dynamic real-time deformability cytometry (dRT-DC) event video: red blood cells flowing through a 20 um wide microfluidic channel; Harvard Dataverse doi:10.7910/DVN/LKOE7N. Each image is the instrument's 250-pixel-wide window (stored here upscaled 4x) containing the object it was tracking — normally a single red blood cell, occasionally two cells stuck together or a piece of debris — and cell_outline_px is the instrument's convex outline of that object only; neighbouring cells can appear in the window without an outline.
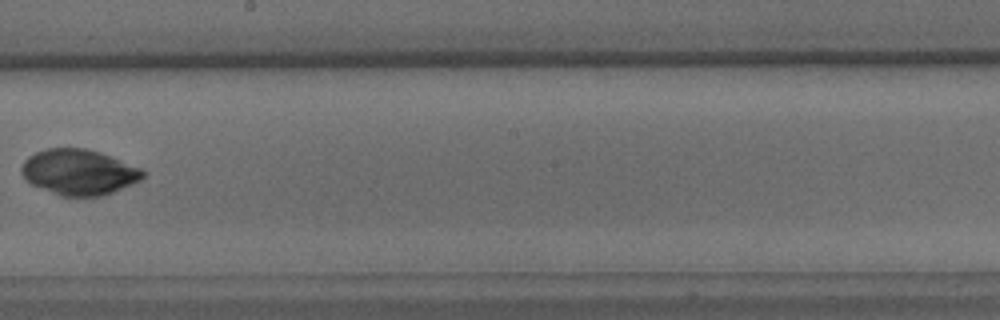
{"species": "common noctule bat (a hibernating species)", "species_latin": "Nyctalus noctula", "temperature_condition": "warm", "stored_images_in_passage": 10, "camera_frame_rate_fps": 3000, "um_per_image_px": 0.085, "animal": {"sex": "male", "body_mass_g": 15.6}, "frame": {"image": 1, "passage_image": 10, "time_ms": 10.667, "image_size_px": [1000, 320], "cell_outline_px": [[144, 176], [140, 180], [132, 184], [112, 192], [100, 196], [60, 196], [32, 184], [20, 172], [20, 168], [24, 160], [28, 156], [36, 152], [48, 148], [84, 148], [100, 152], [140, 168], [144, 172]], "centroid_in_image_um": [6.68, 14.62], "position_along_channel_um": 241.5, "area_um2": 31.96}}